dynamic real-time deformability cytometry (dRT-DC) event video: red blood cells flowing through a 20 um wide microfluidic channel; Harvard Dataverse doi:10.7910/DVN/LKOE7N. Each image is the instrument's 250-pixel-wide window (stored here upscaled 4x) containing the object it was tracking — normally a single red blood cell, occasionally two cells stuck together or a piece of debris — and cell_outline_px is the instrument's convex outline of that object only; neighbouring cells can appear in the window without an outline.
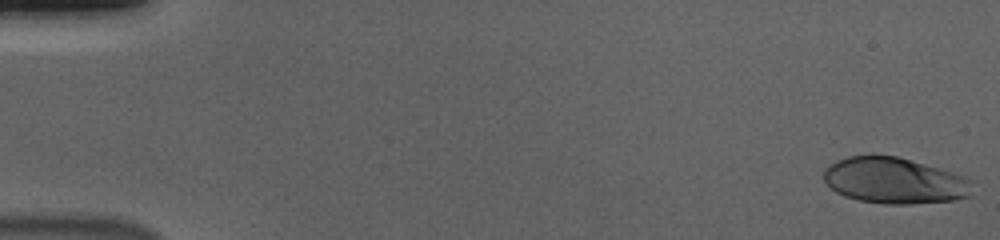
{"species": "human", "species_latin": "Homo sapiens", "temperature_condition": "cold", "stored_images_in_passage": 56, "camera_frame_rate_fps": 3000, "um_per_image_px": 0.085, "donor": {"sex": "male"}, "frame": {"image": 1, "passage_image": 1, "time_ms": 0.0, "image_size_px": [1000, 240], "cell_outline_px": [[972, 196], [952, 200], [908, 204], [884, 204], [860, 200], [844, 196], [836, 192], [824, 180], [824, 168], [836, 160], [848, 156], [872, 152], [896, 156], [952, 172], [964, 176], [968, 180]], "centroid_in_image_um": [75.96, 15.32], "position_along_channel_um": 9.0, "area_um2": 40.11}}
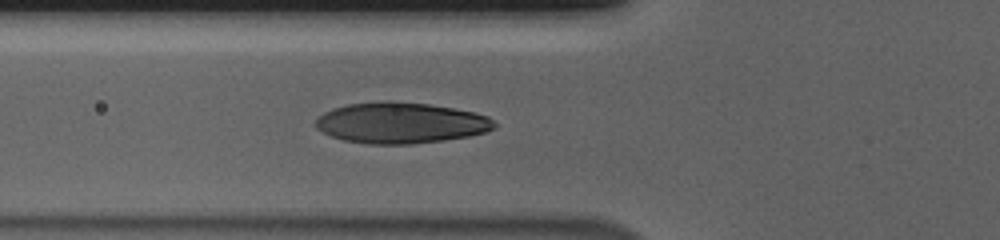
{"frame": {"image": 2, "passage_image": 21, "time_ms": 6.667, "image_size_px": [1000, 240], "cell_outline_px": [[496, 128], [484, 132], [468, 136], [444, 140], [412, 144], [368, 144], [344, 140], [332, 136], [316, 128], [316, 120], [324, 112], [332, 108], [348, 104], [380, 100], [392, 100], [428, 104], [452, 108], [472, 112], [488, 116], [496, 124]], "centroid_in_image_um": [34.05, 10.43], "position_along_channel_um": 91.8, "area_um2": 42.66}}
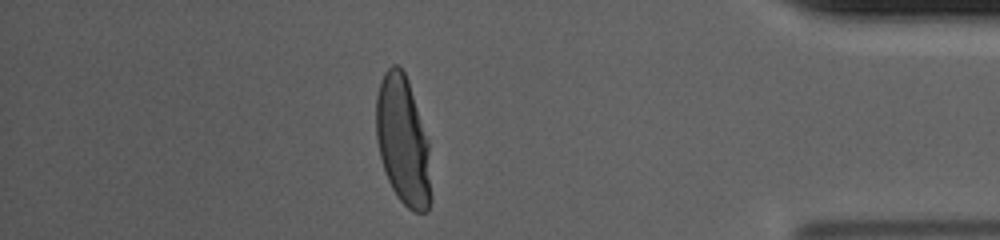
{"frame": {"image": 3, "passage_image": 49, "time_ms": 16.0, "image_size_px": [1000, 240], "cell_outline_px": [[432, 200], [428, 212], [412, 212], [396, 196], [384, 172], [376, 140], [376, 96], [380, 80], [384, 72], [392, 64], [396, 64], [404, 72], [408, 80], [428, 140], [432, 196]], "centroid_in_image_um": [34.25, 12.01], "position_along_channel_um": 400.9, "area_um2": 41.62}, "authors_computed_cell_mechanics": {"area_um2": 41.5582, "velocity_mm_per_s": 3.6821, "shape_relaxation_time_tau1_ms": 3.8916, "shape_relaxation_time_tau2_ms": null, "deformation_change_tau1": 0.2149, "deformation_change_tau2": null}}